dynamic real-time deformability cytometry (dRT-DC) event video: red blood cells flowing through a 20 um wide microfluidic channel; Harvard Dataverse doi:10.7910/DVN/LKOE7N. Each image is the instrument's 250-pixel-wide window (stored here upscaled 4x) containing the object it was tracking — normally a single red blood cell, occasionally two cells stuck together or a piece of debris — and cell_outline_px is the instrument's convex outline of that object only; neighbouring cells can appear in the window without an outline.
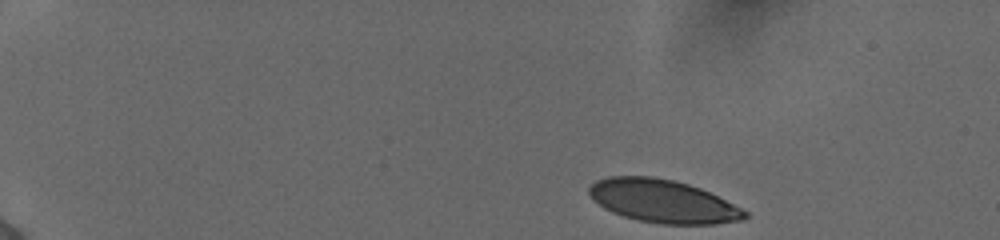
{"species": "human", "species_latin": "Homo sapiens", "temperature_condition": "cold", "stored_images_in_passage": 47, "camera_frame_rate_fps": 3000, "um_per_image_px": 0.085, "donor": {"sex": "female"}, "frame": {"image": 1, "passage_image": 1, "time_ms": 0.0, "image_size_px": [1000, 240], "cell_outline_px": [[748, 216], [744, 220], [716, 224], [664, 224], [640, 220], [624, 216], [612, 212], [604, 208], [592, 200], [588, 192], [588, 188], [596, 180], [608, 176], [652, 176], [672, 180], [688, 184], [700, 188], [748, 212]], "centroid_in_image_um": [56.31, 17.1], "position_along_channel_um": 28.7, "area_um2": 38.84}}
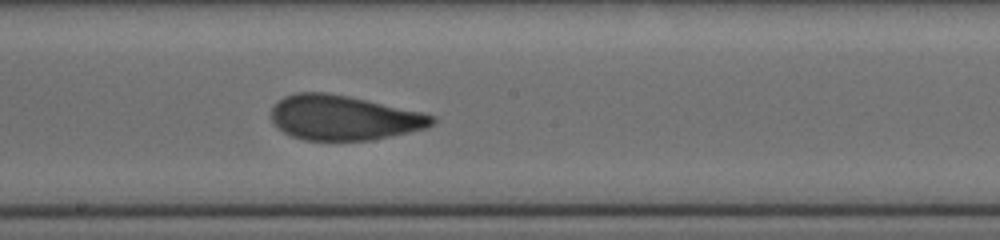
{"frame": {"image": 2, "passage_image": 25, "time_ms": 8.0, "image_size_px": [1000, 240], "cell_outline_px": [[436, 120], [428, 128], [372, 140], [304, 140], [292, 136], [284, 132], [272, 124], [272, 108], [284, 96], [296, 92], [324, 92], [348, 96], [424, 112], [436, 116]], "centroid_in_image_um": [29.24, 10.01], "position_along_channel_um": 219.0, "area_um2": 42.08}}
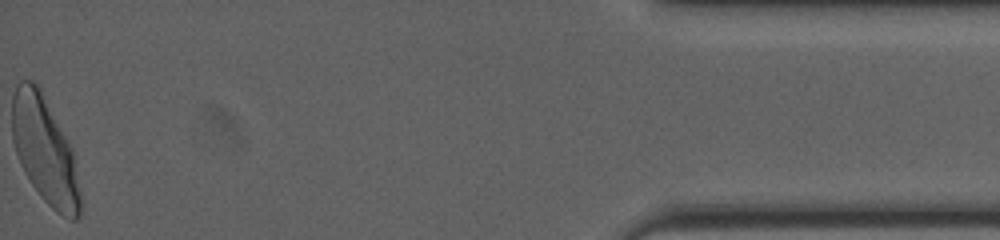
{"frame": {"image": 3, "passage_image": 47, "time_ms": 15.333, "image_size_px": [1000, 240], "cell_outline_px": [[80, 216], [76, 220], [68, 220], [56, 212], [40, 196], [24, 172], [20, 164], [12, 140], [12, 96], [16, 84], [20, 80], [32, 80], [40, 88], [68, 140], [72, 148], [80, 192]], "centroid_in_image_um": [3.79, 12.78], "position_along_channel_um": 431.4, "area_um2": 42.43}, "authors_computed_cell_mechanics": {"area_um2": 41.7316, "velocity_mm_per_s": 3.8652, "shape_relaxation_time_tau1_ms": 4.1553, "shape_relaxation_time_tau2_ms": 0.8388, "deformation_change_tau1": 0.1618, "deformation_change_tau2": 0.0731}}